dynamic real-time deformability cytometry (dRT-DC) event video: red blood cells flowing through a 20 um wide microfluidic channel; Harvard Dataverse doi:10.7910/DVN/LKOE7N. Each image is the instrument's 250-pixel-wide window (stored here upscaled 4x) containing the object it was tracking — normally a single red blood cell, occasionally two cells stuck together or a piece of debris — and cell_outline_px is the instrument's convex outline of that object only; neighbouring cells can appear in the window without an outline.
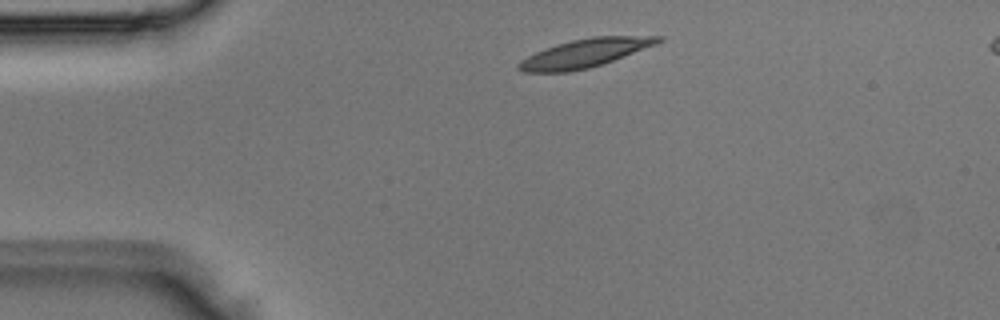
{"species": "Egyptian fruit bat (a non-hibernating species)", "species_latin": "Rousettus aegyptiacus", "temperature_condition": "room temperature", "stored_images_in_passage": 3, "segment_of_instrument_passage": [1, 2], "camera_frame_rate_fps": 3000, "um_per_image_px": 0.085, "animal": {"sex": "male"}, "frame": {"image": 1, "passage_image": 1, "time_ms": 0.0, "image_size_px": [1000, 320], "cell_outline_px": [[664, 40], [656, 44], [612, 60], [588, 68], [568, 72], [524, 72], [516, 68], [516, 64], [520, 60], [536, 52], [572, 40], [592, 36], [664, 36]], "centroid_in_image_um": [49.7, 4.52], "position_along_channel_um": 35.3, "area_um2": 22.66}}